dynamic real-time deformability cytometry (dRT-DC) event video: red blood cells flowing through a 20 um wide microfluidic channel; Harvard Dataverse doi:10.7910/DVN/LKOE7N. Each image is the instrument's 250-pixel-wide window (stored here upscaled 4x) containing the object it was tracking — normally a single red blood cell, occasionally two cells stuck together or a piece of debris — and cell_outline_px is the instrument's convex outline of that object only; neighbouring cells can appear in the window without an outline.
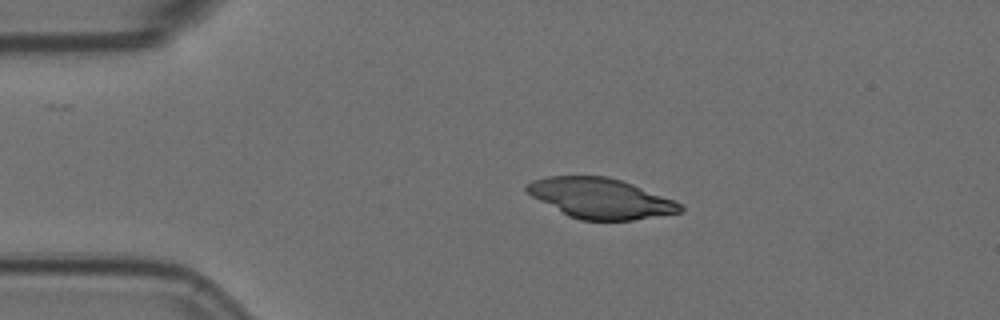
{"species": "Egyptian fruit bat (a non-hibernating species)", "species_latin": "Rousettus aegyptiacus", "temperature_condition": "room temperature", "stored_images_in_passage": 4, "camera_frame_rate_fps": 3000, "um_per_image_px": 0.085, "animal": {"sex": "female"}, "frame": {"image": 1, "passage_image": 3, "time_ms": 0.667, "image_size_px": [1000, 320], "cell_outline_px": [[684, 212], [632, 220], [580, 220], [568, 216], [524, 192], [524, 184], [532, 180], [548, 176], [608, 176], [632, 184], [672, 200], [680, 204], [684, 208]], "centroid_in_image_um": [50.98, 16.85], "position_along_channel_um": 34.0, "area_um2": 35.84}}